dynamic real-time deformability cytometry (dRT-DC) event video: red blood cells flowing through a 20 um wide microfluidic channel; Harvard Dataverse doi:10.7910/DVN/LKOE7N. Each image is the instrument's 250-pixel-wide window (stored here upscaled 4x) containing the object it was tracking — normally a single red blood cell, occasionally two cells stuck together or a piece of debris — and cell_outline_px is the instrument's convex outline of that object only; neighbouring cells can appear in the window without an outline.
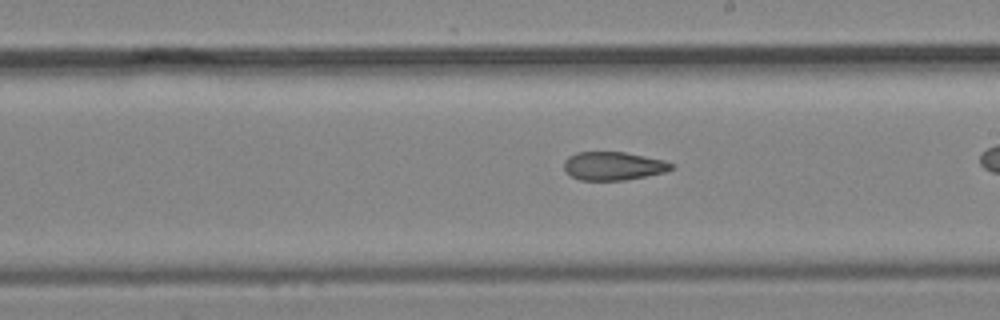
{"species": "common noctule bat (a hibernating species)", "species_latin": "Nyctalus noctula", "temperature_condition": "cold", "stored_images_in_passage": 36, "camera_frame_rate_fps": 3000, "um_per_image_px": 0.085, "animal": {"sex": "male", "body_mass_g": 19.2, "forearm_length_mm": 51.8}, "frame": {"image": 1, "passage_image": 26, "time_ms": 8.333, "image_size_px": [1000, 320], "cell_outline_px": [[676, 164], [672, 168], [664, 172], [624, 180], [580, 180], [572, 176], [564, 168], [564, 160], [568, 156], [576, 152], [624, 152], [664, 160]], "centroid_in_image_um": [52.12, 14.1], "position_along_channel_um": 236.9, "area_um2": 17.63}}